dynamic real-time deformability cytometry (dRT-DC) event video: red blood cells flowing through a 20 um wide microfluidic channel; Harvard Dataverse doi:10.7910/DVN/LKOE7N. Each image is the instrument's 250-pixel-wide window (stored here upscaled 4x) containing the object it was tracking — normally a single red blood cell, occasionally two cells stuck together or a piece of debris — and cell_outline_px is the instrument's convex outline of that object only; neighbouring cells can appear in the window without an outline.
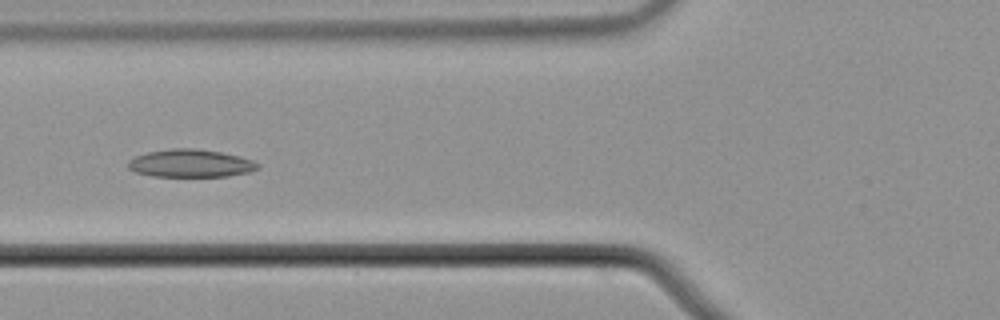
{"species": "common noctule bat (a hibernating species)", "species_latin": "Nyctalus noctula", "temperature_condition": "cold", "stored_images_in_passage": 6, "camera_frame_rate_fps": 3000, "um_per_image_px": 0.085, "animal": {"sex": "male", "body_mass_g": 21.5, "forearm_length_mm": 52.0}, "frame": {"image": 1, "passage_image": 5, "time_ms": 1.333, "image_size_px": [1000, 320], "cell_outline_px": [[260, 168], [248, 172], [228, 176], [152, 176], [136, 172], [128, 168], [128, 160], [136, 156], [148, 152], [172, 148], [196, 148], [220, 152], [240, 156], [252, 160], [260, 164]], "centroid_in_image_um": [16.21, 13.88], "position_along_channel_um": 109.6, "area_um2": 20.98}}
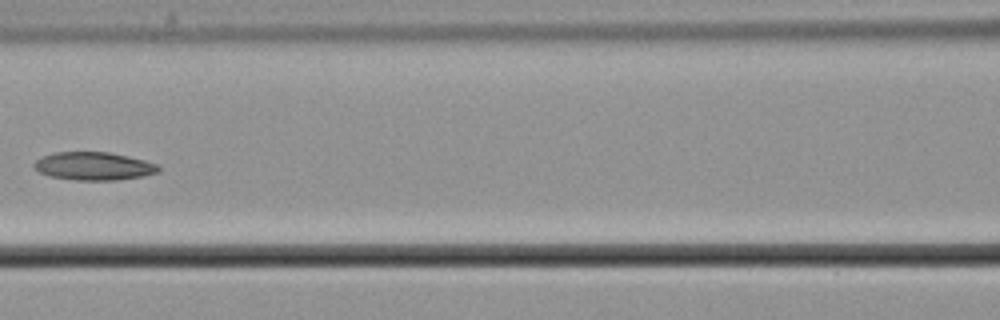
{"frame": {"image": 2, "passage_image": 6, "time_ms": 1.667, "image_size_px": [1000, 320], "cell_outline_px": [[160, 172], [144, 176], [116, 180], [76, 180], [48, 176], [40, 172], [32, 164], [36, 160], [44, 156], [56, 152], [108, 152], [128, 156], [160, 164]], "centroid_in_image_um": [8.02, 14.12], "position_along_channel_um": 158.6, "area_um2": 20.4}}